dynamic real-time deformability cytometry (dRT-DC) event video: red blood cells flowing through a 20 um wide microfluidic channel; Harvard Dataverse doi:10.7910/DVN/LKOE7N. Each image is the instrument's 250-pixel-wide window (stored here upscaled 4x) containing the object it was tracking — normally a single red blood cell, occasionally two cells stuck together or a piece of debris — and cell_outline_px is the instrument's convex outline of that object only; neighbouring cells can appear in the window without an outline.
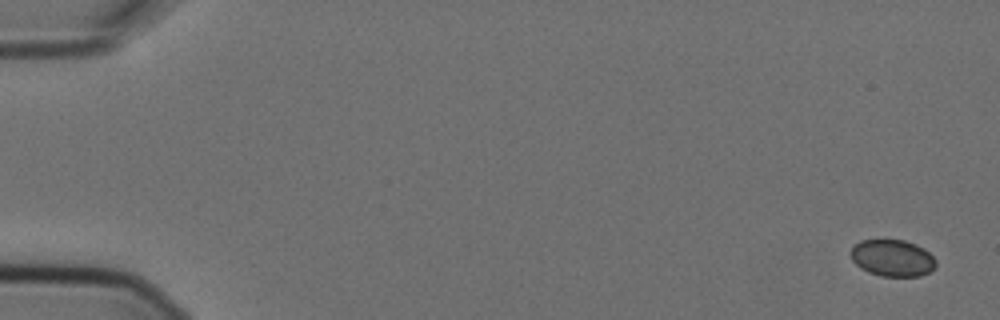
{"species": "Egyptian fruit bat (a non-hibernating species)", "species_latin": "Rousettus aegyptiacus", "temperature_condition": "cold", "stored_images_in_passage": 5, "camera_frame_rate_fps": 3000, "um_per_image_px": 0.085, "animal": {"sex": "female"}, "frame": {"image": 1, "passage_image": 1, "time_ms": 0.0, "image_size_px": [1000, 320], "cell_outline_px": [[936, 268], [920, 276], [880, 276], [868, 272], [860, 268], [852, 260], [852, 248], [860, 240], [904, 240], [916, 244], [924, 248], [936, 260]], "centroid_in_image_um": [75.88, 21.94], "position_along_channel_um": 9.1, "area_um2": 18.21}}
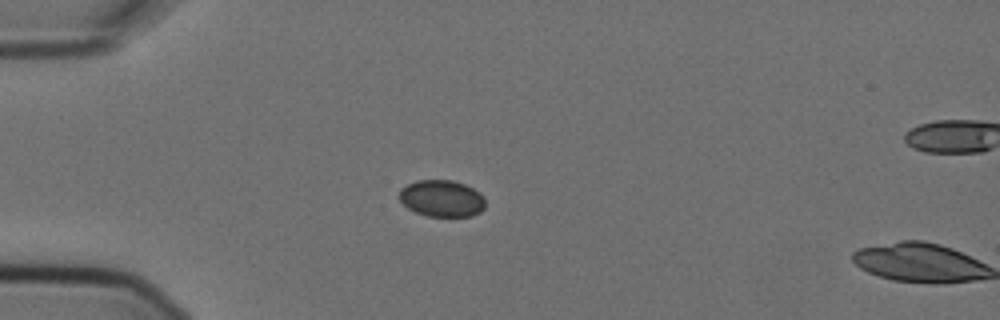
{"frame": {"image": 2, "passage_image": 4, "time_ms": 1.0, "image_size_px": [1000, 320], "cell_outline_px": [[484, 208], [480, 212], [472, 216], [428, 216], [416, 212], [408, 208], [400, 200], [400, 188], [416, 180], [452, 180], [464, 184], [480, 192], [484, 196]], "centroid_in_image_um": [37.56, 16.86], "position_along_channel_um": 47.4, "area_um2": 18.38}}